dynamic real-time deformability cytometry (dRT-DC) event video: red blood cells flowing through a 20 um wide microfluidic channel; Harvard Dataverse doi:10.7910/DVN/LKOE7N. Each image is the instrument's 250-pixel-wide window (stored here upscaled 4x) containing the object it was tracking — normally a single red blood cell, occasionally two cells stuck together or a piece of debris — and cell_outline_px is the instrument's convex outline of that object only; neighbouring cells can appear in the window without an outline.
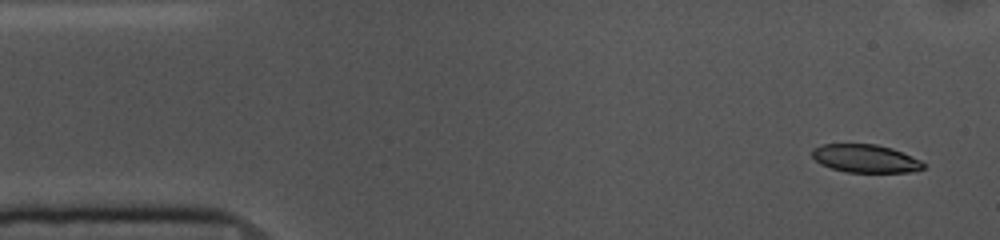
{"species": "common noctule bat (a hibernating species)", "species_latin": "Nyctalus noctula", "temperature_condition": "cold", "stored_images_in_passage": 52, "camera_frame_rate_fps": 3000, "um_per_image_px": 0.085, "animal": {"sex": "female", "body_mass_g": 10.0, "forearm_length_mm": 53.1}, "frame": {"image": 1, "passage_image": 1, "time_ms": 0.0, "image_size_px": [1000, 240], "cell_outline_px": [[924, 168], [912, 172], [848, 172], [832, 168], [820, 164], [812, 156], [812, 148], [820, 144], [876, 144], [892, 148], [920, 160], [924, 164]], "centroid_in_image_um": [73.54, 13.47], "position_along_channel_um": 11.5, "area_um2": 18.15}}
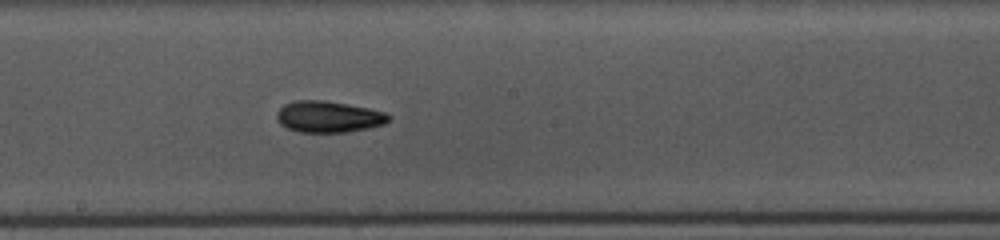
{"frame": {"image": 2, "passage_image": 26, "time_ms": 8.333, "image_size_px": [1000, 240], "cell_outline_px": [[392, 116], [384, 124], [368, 128], [348, 132], [300, 132], [288, 128], [280, 124], [276, 116], [276, 112], [284, 104], [296, 100], [324, 100], [348, 104], [368, 108], [384, 112]], "centroid_in_image_um": [27.91, 9.92], "position_along_channel_um": 220.3, "area_um2": 20.46}}
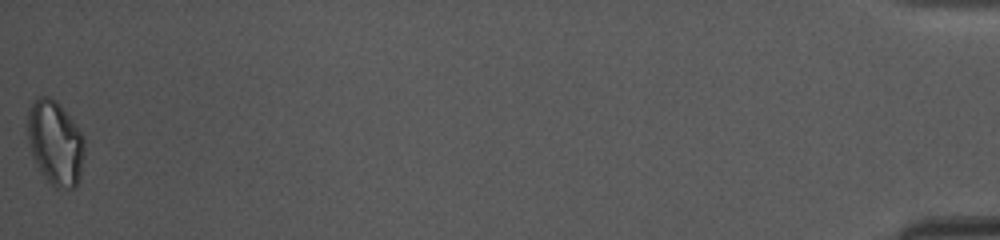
{"frame": {"image": 3, "passage_image": 52, "time_ms": 17.0, "image_size_px": [1000, 240], "cell_outline_px": [[84, 156], [80, 180], [72, 188], [56, 188], [44, 176], [32, 156], [28, 140], [28, 108], [40, 96], [48, 96], [56, 100], [60, 104], [84, 136]], "centroid_in_image_um": [4.71, 12.14], "position_along_channel_um": 430.5, "area_um2": 27.86}, "authors_computed_cell_mechanics": {"area_um2": 19.8254, "velocity_mm_per_s": 3.6333, "shape_relaxation_time_tau1_ms": 3.865, "shape_relaxation_time_tau2_ms": 2.9068, "deformation_change_tau1": 0.1324, "deformation_change_tau2": 0.0841}}